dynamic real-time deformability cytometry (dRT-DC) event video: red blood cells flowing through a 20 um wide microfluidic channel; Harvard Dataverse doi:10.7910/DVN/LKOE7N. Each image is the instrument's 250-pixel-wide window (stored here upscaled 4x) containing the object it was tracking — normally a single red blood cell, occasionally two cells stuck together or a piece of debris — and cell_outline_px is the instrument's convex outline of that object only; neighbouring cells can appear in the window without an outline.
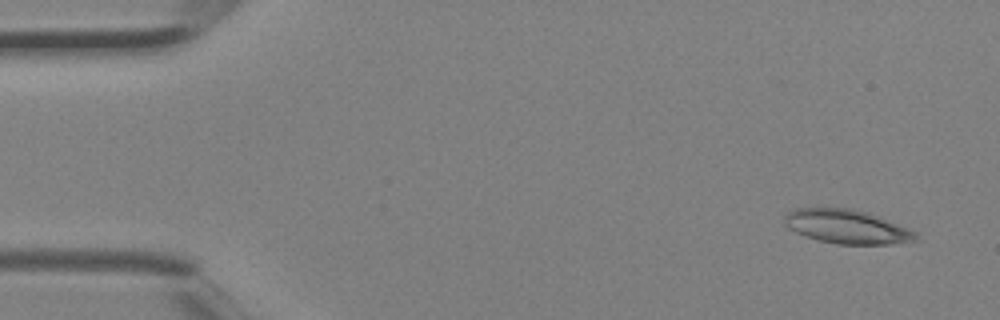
{"species": "Egyptian fruit bat (a non-hibernating species)", "species_latin": "Rousettus aegyptiacus", "temperature_condition": "room temperature", "stored_images_in_passage": 3, "camera_frame_rate_fps": 3000, "um_per_image_px": 0.085, "animal": {"sex": "female"}, "frame": {"image": 1, "passage_image": 1, "time_ms": 0.0, "image_size_px": [1000, 320], "cell_outline_px": [[916, 236], [912, 240], [888, 244], [836, 244], [820, 240], [796, 232], [788, 228], [784, 224], [784, 216], [788, 212], [796, 208], [852, 208], [868, 212], [916, 232]], "centroid_in_image_um": [71.92, 19.25], "position_along_channel_um": 13.1, "area_um2": 25.49}}